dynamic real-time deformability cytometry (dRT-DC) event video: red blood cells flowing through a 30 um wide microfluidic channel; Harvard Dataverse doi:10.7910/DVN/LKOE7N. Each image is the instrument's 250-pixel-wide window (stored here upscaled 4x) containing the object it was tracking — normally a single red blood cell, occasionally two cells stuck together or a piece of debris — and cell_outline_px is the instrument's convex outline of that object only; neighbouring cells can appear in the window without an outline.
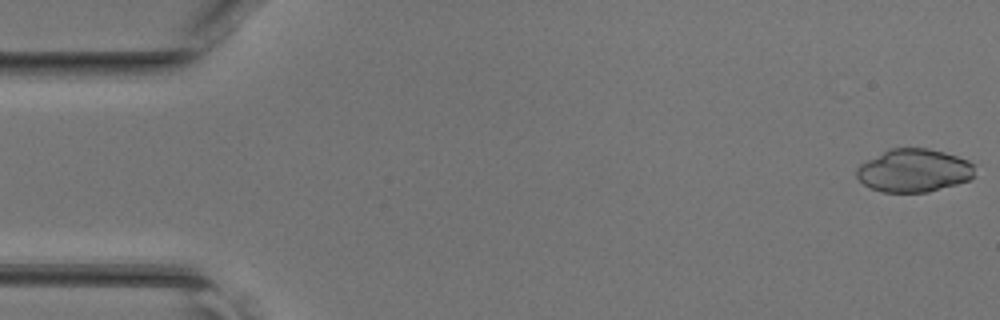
{"species": "common noctule bat (a hibernating species)", "species_latin": "Nyctalus noctula", "temperature_condition": "room temperature", "stored_images_in_passage": 45, "camera_frame_rate_fps": 3000, "um_per_image_px": 0.085, "animal": {"sex": "female", "body_mass_g": 17.0, "forearm_length_mm": 48.0}, "frame": {"image": 1, "passage_image": 1, "time_ms": 0.0, "image_size_px": [1000, 320], "cell_outline_px": [[976, 176], [968, 180], [956, 184], [928, 192], [884, 192], [872, 188], [864, 184], [856, 176], [856, 168], [860, 164], [892, 148], [928, 148], [944, 152], [968, 160], [972, 164]], "centroid_in_image_um": [77.7, 14.5], "position_along_channel_um": 7.3, "area_um2": 29.42}}
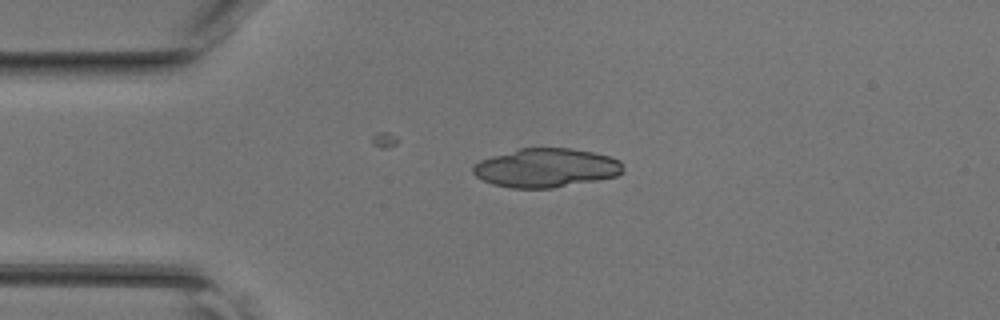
{"frame": {"image": 2, "passage_image": 11, "time_ms": 3.333, "image_size_px": [1000, 320], "cell_outline_px": [[624, 172], [616, 176], [596, 180], [552, 188], [512, 188], [492, 184], [476, 176], [472, 172], [472, 168], [480, 160], [492, 156], [520, 148], [572, 148], [592, 152], [608, 156], [620, 160], [624, 168]], "centroid_in_image_um": [46.43, 14.27], "position_along_channel_um": 38.6, "area_um2": 33.87}}